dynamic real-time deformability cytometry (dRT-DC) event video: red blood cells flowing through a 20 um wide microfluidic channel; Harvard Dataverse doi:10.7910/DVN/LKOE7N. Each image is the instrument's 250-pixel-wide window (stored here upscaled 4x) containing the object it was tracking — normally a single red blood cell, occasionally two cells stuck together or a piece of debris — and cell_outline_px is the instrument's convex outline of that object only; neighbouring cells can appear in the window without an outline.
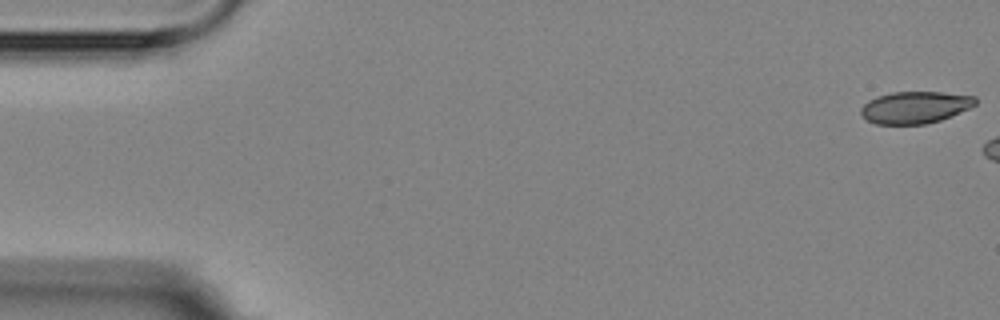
{"species": "Egyptian fruit bat (a non-hibernating species)", "species_latin": "Rousettus aegyptiacus", "temperature_condition": "room temperature", "stored_images_in_passage": 3, "camera_frame_rate_fps": 3000, "um_per_image_px": 0.085, "animal": {"sex": "female"}, "frame": {"image": 1, "passage_image": 1, "time_ms": 0.0, "image_size_px": [1000, 320], "cell_outline_px": [[976, 104], [960, 112], [940, 120], [924, 124], [876, 124], [860, 116], [860, 108], [868, 100], [876, 96], [892, 92], [940, 92], [976, 96]], "centroid_in_image_um": [77.74, 9.12], "position_along_channel_um": 7.3, "area_um2": 21.33}}